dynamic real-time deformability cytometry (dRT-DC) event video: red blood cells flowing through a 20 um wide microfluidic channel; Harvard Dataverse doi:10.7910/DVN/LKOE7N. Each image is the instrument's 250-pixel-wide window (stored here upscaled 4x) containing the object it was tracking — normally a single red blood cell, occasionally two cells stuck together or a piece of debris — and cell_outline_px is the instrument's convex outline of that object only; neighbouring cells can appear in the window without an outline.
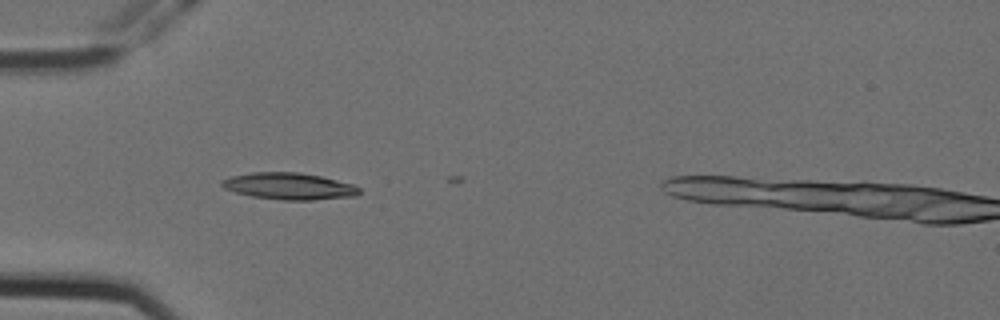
{"species": "Egyptian fruit bat (a non-hibernating species)", "species_latin": "Rousettus aegyptiacus", "temperature_condition": "cold", "stored_images_in_passage": 6, "camera_frame_rate_fps": 3000, "um_per_image_px": 0.085, "animal": {"sex": "female"}, "frame": {"image": 1, "passage_image": 4, "time_ms": 1.0, "image_size_px": [1000, 320], "cell_outline_px": [[360, 192], [356, 196], [312, 200], [280, 200], [252, 196], [236, 192], [224, 188], [220, 184], [220, 180], [232, 176], [252, 172], [300, 172], [320, 176], [352, 184], [360, 188]], "centroid_in_image_um": [24.56, 15.82], "position_along_channel_um": 60.4, "area_um2": 21.39}}